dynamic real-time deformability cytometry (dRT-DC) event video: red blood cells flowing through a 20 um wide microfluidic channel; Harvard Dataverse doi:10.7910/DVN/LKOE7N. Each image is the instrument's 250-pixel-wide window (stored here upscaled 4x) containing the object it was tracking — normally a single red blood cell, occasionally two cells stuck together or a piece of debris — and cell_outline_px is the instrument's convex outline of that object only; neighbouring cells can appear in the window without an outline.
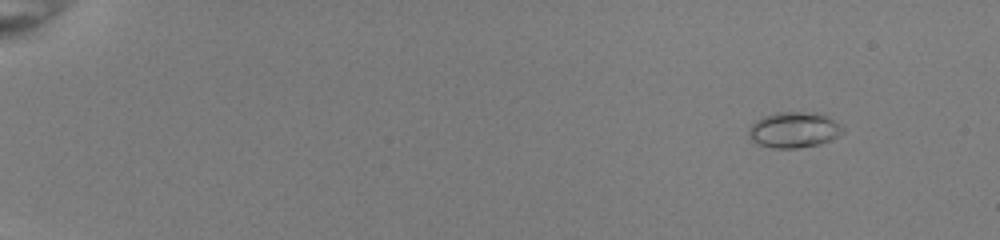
{"species": "common noctule bat (a hibernating species)", "species_latin": "Nyctalus noctula", "temperature_condition": "room temperature", "stored_images_in_passage": 32, "camera_frame_rate_fps": 3000, "um_per_image_px": 0.085, "animal": {"sex": "female", "body_mass_g": 22.0, "forearm_length_mm": 56.7}, "frame": {"image": 1, "passage_image": 1, "time_ms": 0.0, "image_size_px": [1000, 240], "cell_outline_px": [[844, 132], [820, 144], [800, 148], [772, 148], [760, 144], [752, 140], [748, 136], [748, 128], [756, 120], [764, 116], [776, 112], [816, 112], [828, 116], [840, 124], [844, 128]], "centroid_in_image_um": [67.48, 11.03], "position_along_channel_um": 17.5, "area_um2": 19.65}}